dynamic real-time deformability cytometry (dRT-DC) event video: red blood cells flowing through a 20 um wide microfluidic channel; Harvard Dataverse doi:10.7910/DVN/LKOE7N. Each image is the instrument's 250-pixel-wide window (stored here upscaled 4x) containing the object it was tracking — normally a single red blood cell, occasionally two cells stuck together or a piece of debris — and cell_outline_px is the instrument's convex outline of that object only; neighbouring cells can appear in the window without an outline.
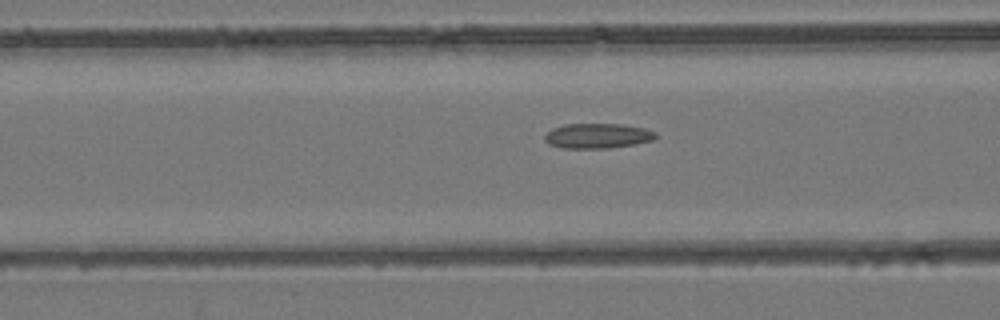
{"species": "common noctule bat (a hibernating species)", "species_latin": "Nyctalus noctula", "temperature_condition": "room temperature", "stored_images_in_passage": 47, "camera_frame_rate_fps": 3000, "um_per_image_px": 0.085, "animal": {"sex": "female", "body_mass_g": 24.6, "forearm_length_mm": 56.2}, "frame": {"image": 1, "passage_image": 15, "time_ms": 4.667, "image_size_px": [1000, 320], "cell_outline_px": [[656, 136], [652, 140], [636, 144], [608, 148], [560, 148], [548, 144], [544, 140], [544, 136], [552, 128], [564, 124], [620, 124], [644, 128], [656, 132]], "centroid_in_image_um": [50.75, 11.55], "position_along_channel_um": 115.8, "area_um2": 16.18}}
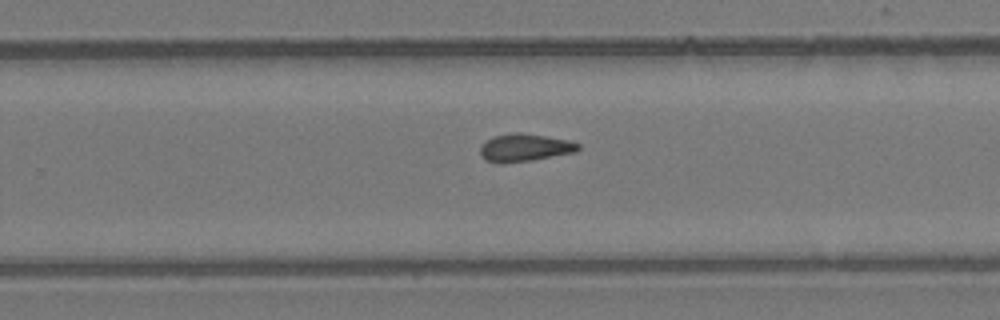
{"frame": {"image": 2, "passage_image": 28, "time_ms": 9.0, "image_size_px": [1000, 320], "cell_outline_px": [[580, 148], [576, 152], [532, 160], [504, 164], [496, 164], [484, 160], [480, 156], [480, 144], [492, 136], [512, 132], [520, 132], [568, 140], [580, 144]], "centroid_in_image_um": [44.53, 12.56], "position_along_channel_um": 285.3, "area_um2": 16.18}}
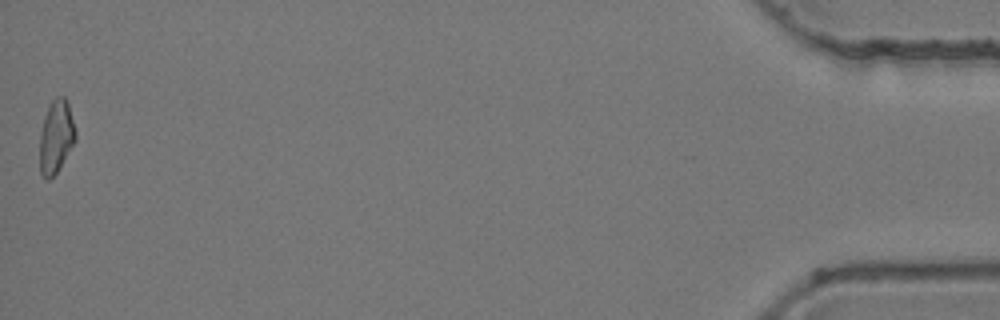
{"frame": {"image": 3, "passage_image": 47, "time_ms": 15.333, "image_size_px": [1000, 320], "cell_outline_px": [[76, 140], [56, 172], [48, 180], [44, 180], [40, 172], [40, 132], [44, 116], [48, 104], [56, 96], [64, 96], [68, 100], [76, 132]], "centroid_in_image_um": [4.76, 11.57], "position_along_channel_um": 430.4, "area_um2": 15.37}, "authors_computed_cell_mechanics": {"area_um2": 15.6638, "velocity_mm_per_s": 3.9088, "shape_relaxation_time_tau1_ms": null, "shape_relaxation_time_tau2_ms": 4.9045, "deformation_change_tau1": null, "deformation_change_tau2": 0.1342}}